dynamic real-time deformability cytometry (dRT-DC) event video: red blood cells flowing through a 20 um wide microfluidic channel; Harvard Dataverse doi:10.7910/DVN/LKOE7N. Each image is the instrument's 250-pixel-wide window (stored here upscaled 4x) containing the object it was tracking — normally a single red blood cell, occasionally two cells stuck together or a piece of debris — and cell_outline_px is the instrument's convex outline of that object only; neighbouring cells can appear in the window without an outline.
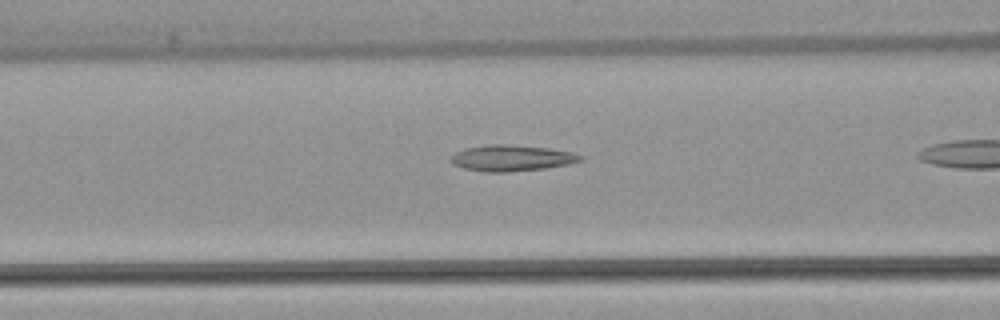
{"species": "common noctule bat (a hibernating species)", "species_latin": "Nyctalus noctula", "temperature_condition": "warm", "stored_images_in_passage": 5, "segment_of_instrument_passage": [2, 2], "camera_frame_rate_fps": 3000, "um_per_image_px": 0.085, "animal": {"sex": "female", "body_mass_g": 22.7, "forearm_length_mm": 54.2}, "frame": {"image": 1, "passage_image": 5, "time_ms": 5.667, "image_size_px": [1000, 320], "cell_outline_px": [[584, 160], [568, 164], [544, 168], [504, 172], [484, 172], [464, 168], [452, 164], [452, 156], [456, 152], [464, 148], [488, 144], [504, 144], [548, 148], [572, 152], [584, 156]], "centroid_in_image_um": [43.5, 13.43], "position_along_channel_um": 123.1, "area_um2": 19.59}}